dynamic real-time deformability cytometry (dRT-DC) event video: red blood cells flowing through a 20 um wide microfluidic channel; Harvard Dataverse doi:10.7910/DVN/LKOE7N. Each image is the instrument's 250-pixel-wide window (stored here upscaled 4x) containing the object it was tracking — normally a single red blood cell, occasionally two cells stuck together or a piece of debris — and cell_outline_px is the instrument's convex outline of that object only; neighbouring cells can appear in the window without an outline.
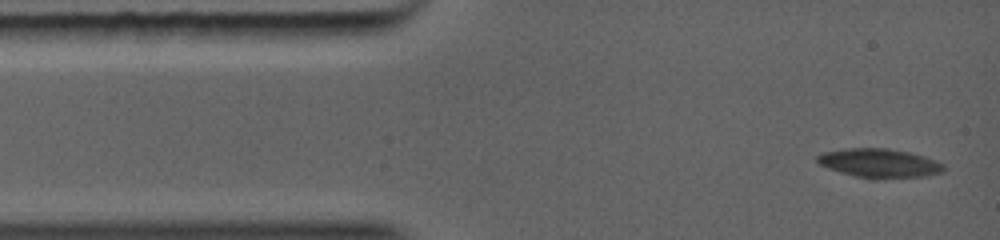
{"species": "common noctule bat (a hibernating species)", "species_latin": "Nyctalus noctula", "temperature_condition": "warm", "stored_images_in_passage": 6, "camera_frame_rate_fps": 5000, "um_per_image_px": 0.085, "animal": {"sex": "female", "body_mass_g": 19.0, "forearm_length_mm": 56.7}, "frame": {"image": 1, "passage_image": 1, "time_ms": 0.0, "image_size_px": [1000, 240], "cell_outline_px": [[944, 172], [928, 176], [856, 176], [840, 172], [828, 168], [820, 164], [816, 160], [816, 156], [820, 152], [844, 148], [888, 148], [908, 152], [924, 156], [936, 160], [944, 164]], "centroid_in_image_um": [74.72, 13.82], "position_along_channel_um": 10.3, "area_um2": 20.75}}
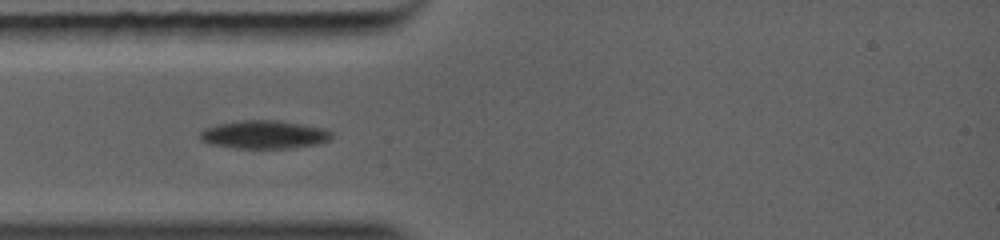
{"frame": {"image": 2, "passage_image": 5, "time_ms": 2.4, "image_size_px": [1000, 240], "cell_outline_px": [[332, 136], [328, 140], [316, 144], [288, 148], [236, 148], [212, 144], [200, 140], [200, 132], [204, 128], [216, 124], [240, 120], [280, 120], [324, 128], [332, 132]], "centroid_in_image_um": [22.43, 11.42], "position_along_channel_um": 62.6, "area_um2": 21.62}}